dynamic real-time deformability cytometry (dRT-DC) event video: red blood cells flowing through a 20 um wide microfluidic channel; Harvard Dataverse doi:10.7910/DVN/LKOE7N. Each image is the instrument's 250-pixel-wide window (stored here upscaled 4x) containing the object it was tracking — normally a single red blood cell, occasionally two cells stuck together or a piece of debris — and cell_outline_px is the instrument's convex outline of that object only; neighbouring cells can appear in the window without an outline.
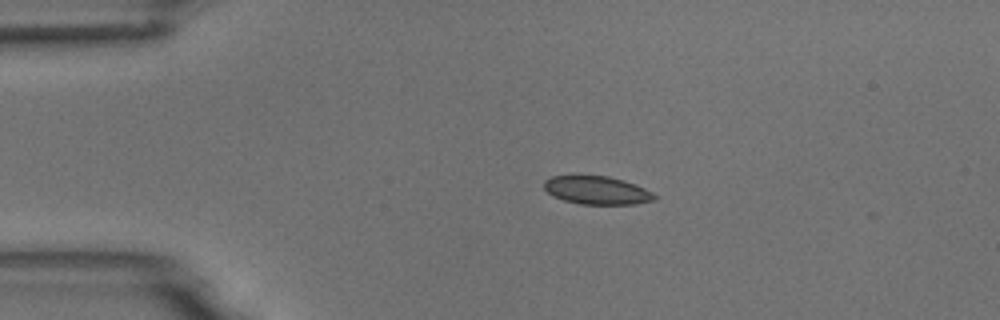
{"species": "common noctule bat (a hibernating species)", "species_latin": "Nyctalus noctula", "temperature_condition": "room temperature", "stored_images_in_passage": 1, "camera_frame_rate_fps": 3000, "um_per_image_px": 0.085, "animal": {"sex": "male", "body_mass_g": 18.8}, "frame": {"image": 1, "passage_image": 1, "time_ms": 0.0, "image_size_px": [1000, 320], "cell_outline_px": [[660, 196], [656, 200], [636, 204], [580, 204], [564, 200], [552, 196], [544, 188], [544, 180], [552, 176], [608, 176], [624, 180], [636, 184]], "centroid_in_image_um": [50.78, 16.18], "position_along_channel_um": 34.2, "area_um2": 18.26}}